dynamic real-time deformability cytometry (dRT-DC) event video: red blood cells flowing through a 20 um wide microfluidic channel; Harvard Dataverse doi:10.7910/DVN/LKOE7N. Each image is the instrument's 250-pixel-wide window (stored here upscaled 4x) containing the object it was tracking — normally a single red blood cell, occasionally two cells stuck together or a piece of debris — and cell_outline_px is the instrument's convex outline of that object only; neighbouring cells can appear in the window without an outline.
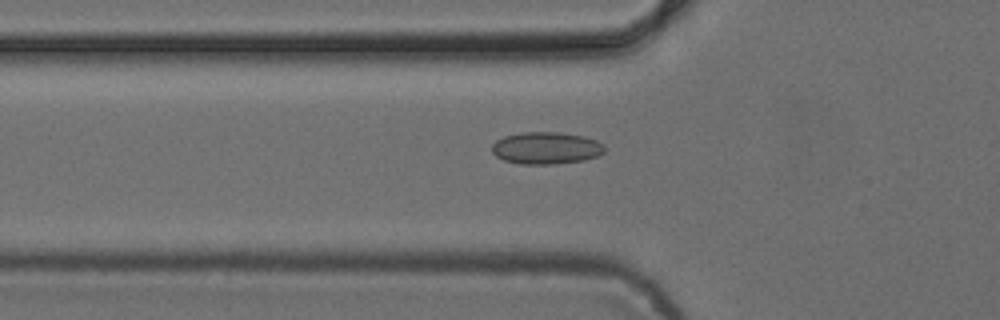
{"species": "common noctule bat (a hibernating species)", "species_latin": "Nyctalus noctula", "temperature_condition": "cold", "stored_images_in_passage": 53, "segment_of_instrument_passage": [1, 2], "camera_frame_rate_fps": 3000, "um_per_image_px": 0.085, "animal": {"sex": "female", "body_mass_g": 24.6, "forearm_length_mm": 56.2}, "frame": {"image": 1, "passage_image": 18, "time_ms": 5.667, "image_size_px": [1000, 320], "cell_outline_px": [[604, 152], [596, 156], [584, 160], [556, 164], [520, 164], [504, 160], [496, 156], [492, 152], [492, 144], [496, 140], [504, 136], [520, 132], [560, 132], [584, 136], [596, 140], [604, 144]], "centroid_in_image_um": [46.41, 12.58], "position_along_channel_um": 79.4, "area_um2": 21.21}}
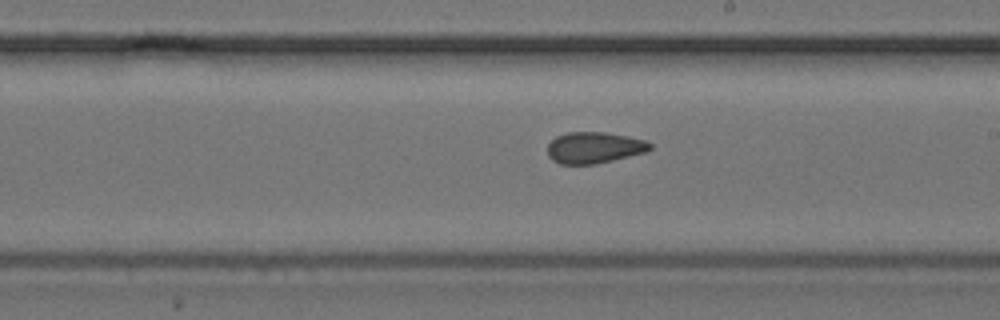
{"frame": {"image": 2, "passage_image": 30, "time_ms": 9.667, "image_size_px": [1000, 320], "cell_outline_px": [[652, 148], [644, 152], [596, 164], [560, 164], [552, 160], [548, 156], [548, 144], [556, 136], [568, 132], [604, 132], [628, 136], [644, 140], [652, 144]], "centroid_in_image_um": [50.48, 12.54], "position_along_channel_um": 238.5, "area_um2": 18.61}}
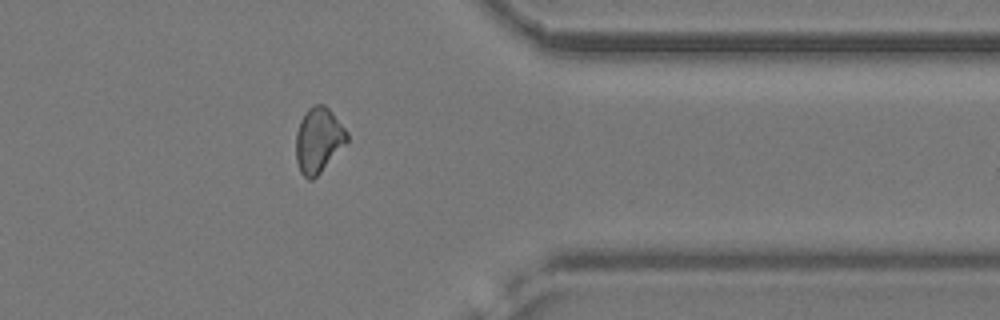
{"frame": {"image": 3, "passage_image": 42, "time_ms": 13.667, "image_size_px": [1000, 320], "cell_outline_px": [[348, 140], [320, 172], [312, 180], [308, 180], [300, 172], [296, 160], [296, 132], [300, 120], [304, 112], [308, 108], [316, 104], [324, 104], [332, 112], [348, 132]], "centroid_in_image_um": [27.04, 11.89], "position_along_channel_um": 384.4, "area_um2": 19.25}}